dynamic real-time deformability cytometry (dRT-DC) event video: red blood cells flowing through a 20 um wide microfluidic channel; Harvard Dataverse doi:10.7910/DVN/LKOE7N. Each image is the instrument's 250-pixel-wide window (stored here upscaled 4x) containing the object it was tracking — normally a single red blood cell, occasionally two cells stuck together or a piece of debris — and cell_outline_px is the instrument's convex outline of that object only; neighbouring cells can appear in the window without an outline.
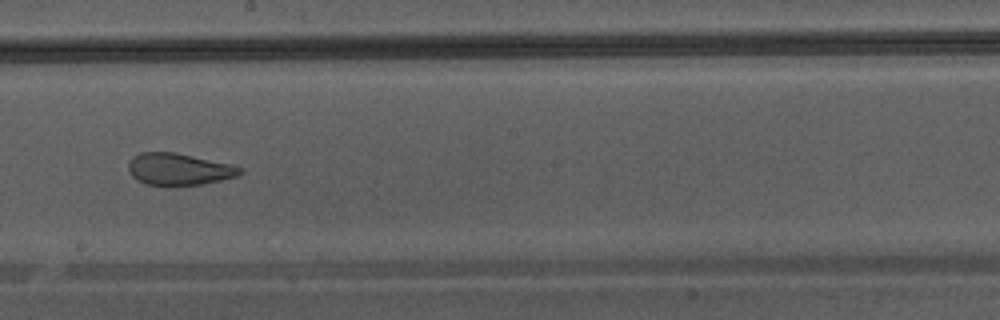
{"species": "Egyptian fruit bat (a non-hibernating species)", "species_latin": "Rousettus aegyptiacus", "temperature_condition": "warm", "stored_images_in_passage": 45, "camera_frame_rate_fps": 3000, "um_per_image_px": 0.085, "animal": {"sex": "male"}, "frame": {"image": 1, "passage_image": 26, "time_ms": 8.333, "image_size_px": [1000, 320], "cell_outline_px": [[244, 172], [240, 176], [204, 184], [172, 188], [148, 184], [136, 180], [128, 172], [128, 164], [132, 156], [140, 152], [176, 152], [232, 164], [244, 168]], "centroid_in_image_um": [15.23, 14.41], "position_along_channel_um": 233.0, "area_um2": 21.68}}